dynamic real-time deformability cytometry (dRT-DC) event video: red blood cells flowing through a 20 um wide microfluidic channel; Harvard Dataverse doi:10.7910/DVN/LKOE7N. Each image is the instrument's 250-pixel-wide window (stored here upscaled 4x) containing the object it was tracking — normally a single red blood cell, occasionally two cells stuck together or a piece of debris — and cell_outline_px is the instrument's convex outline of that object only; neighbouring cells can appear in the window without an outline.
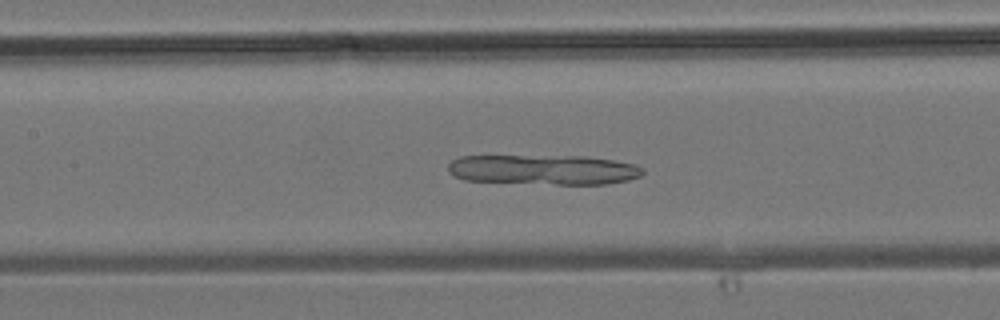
{"species": "common noctule bat (a hibernating species)", "species_latin": "Nyctalus noctula", "temperature_condition": "room temperature", "stored_images_in_passage": 24, "camera_frame_rate_fps": 3000, "um_per_image_px": 0.085, "animal": {"sex": "male", "body_mass_g": 19.2, "forearm_length_mm": 51.8}, "frame": {"image": 1, "passage_image": 16, "time_ms": 5.0, "image_size_px": [1000, 320], "cell_outline_px": [[644, 172], [640, 176], [628, 180], [608, 184], [556, 184], [464, 180], [448, 172], [448, 164], [452, 160], [460, 156], [588, 156], [636, 164], [644, 168]], "centroid_in_image_um": [46.23, 14.42], "position_along_channel_um": 161.2, "area_um2": 34.04}}
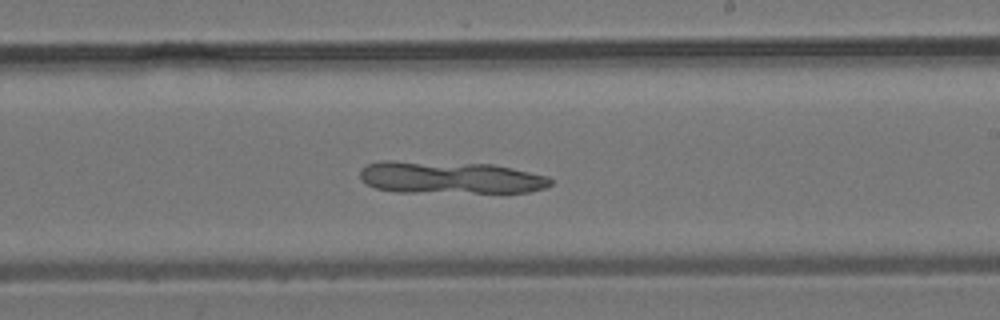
{"frame": {"image": 2, "passage_image": 21, "time_ms": 6.667, "image_size_px": [1000, 320], "cell_outline_px": [[552, 184], [544, 188], [528, 192], [396, 192], [376, 188], [360, 180], [360, 168], [368, 164], [380, 160], [392, 160], [492, 164], [512, 168], [548, 176], [552, 180]], "centroid_in_image_um": [38.22, 15.08], "position_along_channel_um": 250.8, "area_um2": 36.13}}
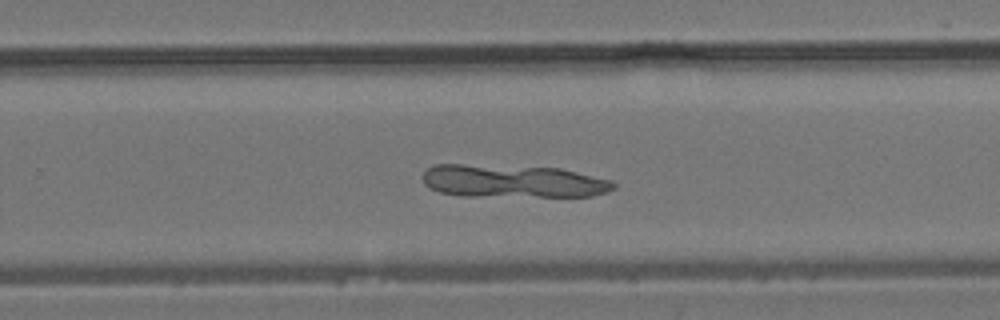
{"frame": {"image": 3, "passage_image": 23, "time_ms": 7.333, "image_size_px": [1000, 320], "cell_outline_px": [[616, 188], [608, 192], [592, 196], [460, 196], [440, 192], [428, 188], [424, 184], [420, 176], [432, 164], [460, 164], [560, 168], [612, 180], [616, 184]], "centroid_in_image_um": [43.56, 15.4], "position_along_channel_um": 286.2, "area_um2": 36.93}}